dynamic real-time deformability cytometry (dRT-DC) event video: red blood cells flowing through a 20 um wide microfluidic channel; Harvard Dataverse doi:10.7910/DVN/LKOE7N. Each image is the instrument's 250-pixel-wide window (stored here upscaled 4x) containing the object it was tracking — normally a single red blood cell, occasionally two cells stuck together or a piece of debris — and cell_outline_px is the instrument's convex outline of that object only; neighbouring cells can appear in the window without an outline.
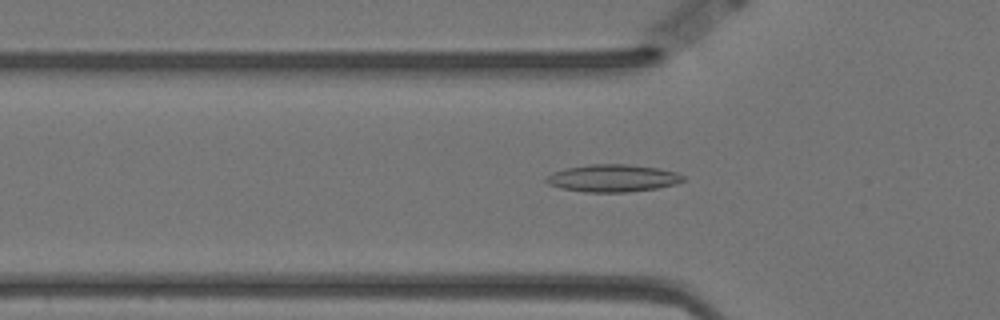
{"species": "Egyptian fruit bat (a non-hibernating species)", "species_latin": "Rousettus aegyptiacus", "temperature_condition": "warm", "stored_images_in_passage": 52, "camera_frame_rate_fps": 3000, "um_per_image_px": 0.085, "animal": {"sex": "female"}, "frame": {"image": 1, "passage_image": 13, "time_ms": 4.0, "image_size_px": [1000, 320], "cell_outline_px": [[684, 180], [676, 184], [656, 188], [628, 192], [584, 192], [560, 188], [548, 184], [544, 180], [552, 172], [564, 168], [588, 164], [628, 164], [660, 168], [676, 172], [684, 176]], "centroid_in_image_um": [52.06, 15.14], "position_along_channel_um": 73.7, "area_um2": 22.02}}
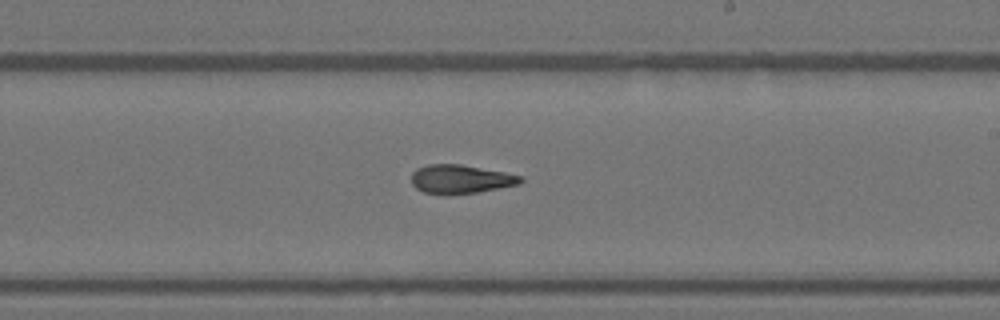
{"frame": {"image": 2, "passage_image": 28, "time_ms": 9.0, "image_size_px": [1000, 320], "cell_outline_px": [[524, 180], [520, 184], [476, 192], [424, 192], [416, 188], [412, 184], [412, 172], [416, 168], [428, 164], [460, 164], [504, 172], [524, 176]], "centroid_in_image_um": [39.18, 15.18], "position_along_channel_um": 249.8, "area_um2": 17.74}}
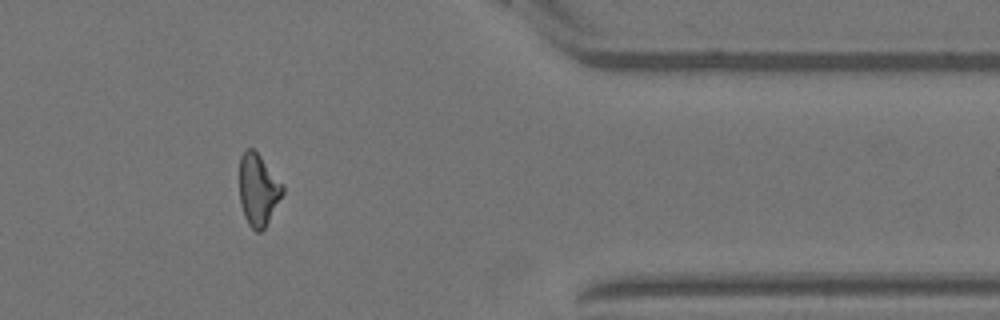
{"frame": {"image": 3, "passage_image": 42, "time_ms": 13.667, "image_size_px": [1000, 320], "cell_outline_px": [[284, 192], [264, 228], [260, 232], [256, 232], [248, 224], [244, 216], [240, 204], [240, 156], [248, 148], [252, 148], [260, 156], [284, 184]], "centroid_in_image_um": [21.95, 16.13], "position_along_channel_um": 389.5, "area_um2": 17.98}, "authors_computed_cell_mechanics": {"area_um2": 18.5827, "velocity_mm_per_s": 3.5022, "shape_relaxation_time_tau1_ms": null, "shape_relaxation_time_tau2_ms": 4.4912, "deformation_change_tau1": null, "deformation_change_tau2": 0.1326}}